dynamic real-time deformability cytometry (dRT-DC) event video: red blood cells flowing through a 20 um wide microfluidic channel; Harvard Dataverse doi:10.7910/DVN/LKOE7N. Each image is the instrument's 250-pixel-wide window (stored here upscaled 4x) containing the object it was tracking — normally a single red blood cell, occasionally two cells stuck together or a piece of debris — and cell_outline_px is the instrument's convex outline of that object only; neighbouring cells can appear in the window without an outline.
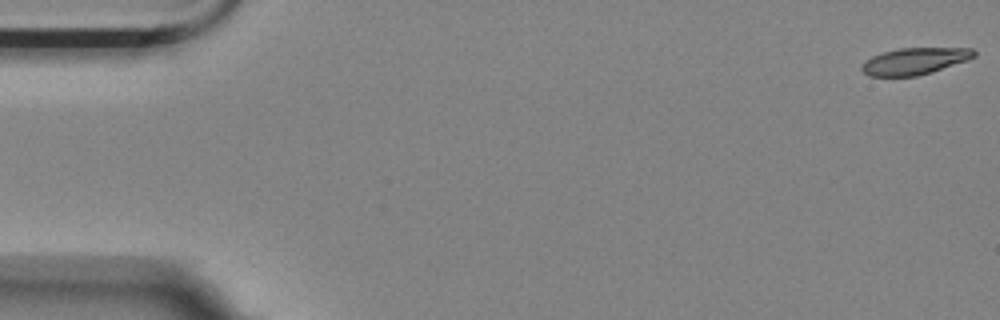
{"species": "Egyptian fruit bat (a non-hibernating species)", "species_latin": "Rousettus aegyptiacus", "temperature_condition": "room temperature", "stored_images_in_passage": 57, "camera_frame_rate_fps": 3000, "um_per_image_px": 0.085, "animal": {"sex": "female"}, "frame": {"image": 1, "passage_image": 1, "time_ms": 0.0, "image_size_px": [1000, 320], "cell_outline_px": [[976, 56], [968, 60], [932, 72], [916, 76], [868, 76], [860, 68], [872, 56], [880, 52], [900, 48], [972, 48], [976, 52]], "centroid_in_image_um": [77.77, 5.19], "position_along_channel_um": 7.2, "area_um2": 17.46}}
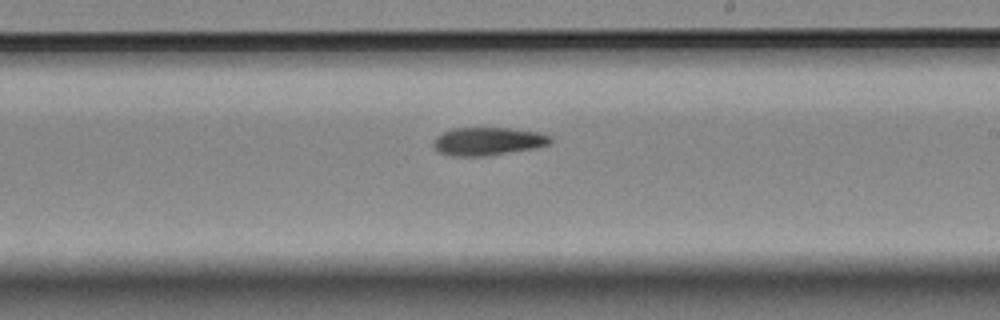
{"frame": {"image": 2, "passage_image": 33, "time_ms": 10.667, "image_size_px": [1000, 320], "cell_outline_px": [[552, 140], [548, 144], [532, 148], [484, 156], [452, 156], [436, 152], [432, 144], [436, 136], [452, 128], [508, 128], [536, 132], [548, 136]], "centroid_in_image_um": [41.36, 12.01], "position_along_channel_um": 247.6, "area_um2": 18.84}}
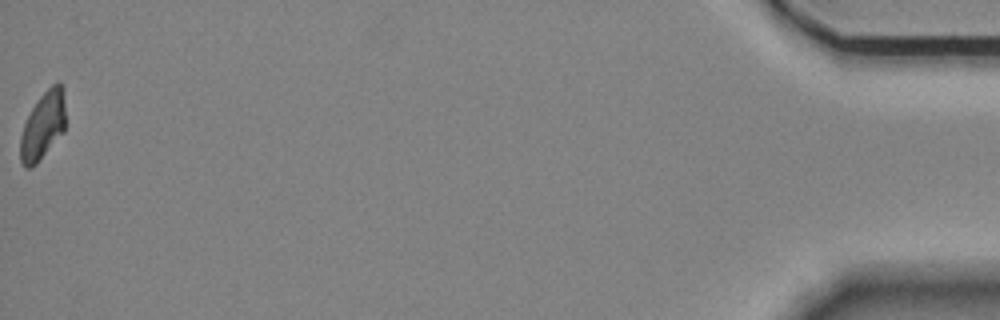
{"frame": {"image": 3, "passage_image": 57, "time_ms": 18.667, "image_size_px": [1000, 320], "cell_outline_px": [[64, 132], [36, 164], [32, 168], [24, 168], [20, 160], [20, 136], [24, 124], [32, 108], [40, 96], [52, 84], [60, 80], [64, 88]], "centroid_in_image_um": [3.65, 10.68], "position_along_channel_um": 431.6, "area_um2": 17.86}}